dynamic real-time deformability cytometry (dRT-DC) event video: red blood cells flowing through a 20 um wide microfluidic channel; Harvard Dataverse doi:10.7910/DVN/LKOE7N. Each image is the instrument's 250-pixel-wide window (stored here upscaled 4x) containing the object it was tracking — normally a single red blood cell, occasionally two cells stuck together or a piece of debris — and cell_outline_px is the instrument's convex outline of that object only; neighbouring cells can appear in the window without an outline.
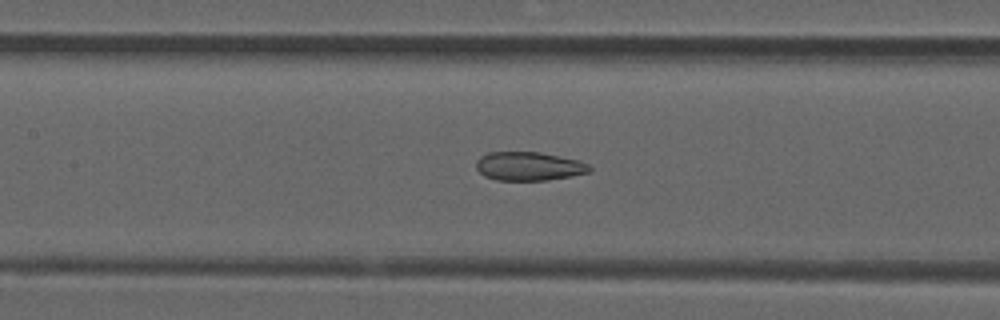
{"species": "common noctule bat (a hibernating species)", "species_latin": "Nyctalus noctula", "temperature_condition": "room temperature", "stored_images_in_passage": 48, "camera_frame_rate_fps": 3000, "um_per_image_px": 0.085, "animal": {"sex": "male", "forearm_length_mm": 52.5}, "frame": {"image": 1, "passage_image": 20, "time_ms": 6.333, "image_size_px": [1000, 320], "cell_outline_px": [[592, 168], [588, 172], [572, 176], [548, 180], [496, 180], [484, 176], [476, 168], [476, 160], [480, 156], [488, 152], [540, 152], [580, 160], [588, 164]], "centroid_in_image_um": [44.95, 14.12], "position_along_channel_um": 162.5, "area_um2": 19.07}}
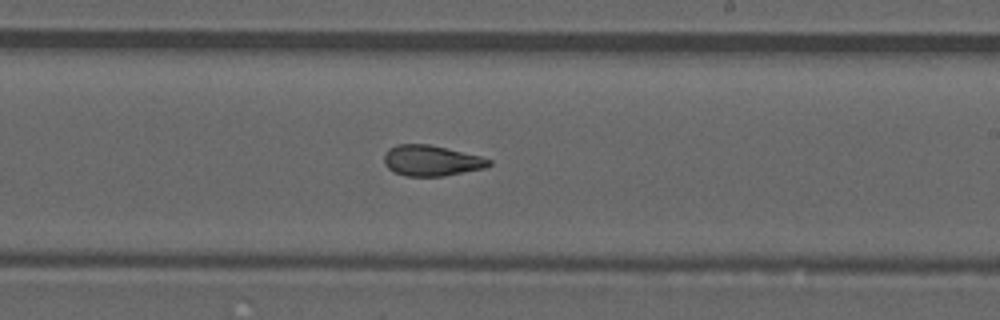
{"frame": {"image": 2, "passage_image": 27, "time_ms": 8.667, "image_size_px": [1000, 320], "cell_outline_px": [[492, 164], [484, 168], [444, 176], [404, 176], [388, 168], [384, 164], [384, 156], [388, 148], [396, 144], [428, 144], [480, 156], [492, 160]], "centroid_in_image_um": [36.65, 13.65], "position_along_channel_um": 252.4, "area_um2": 18.67}}
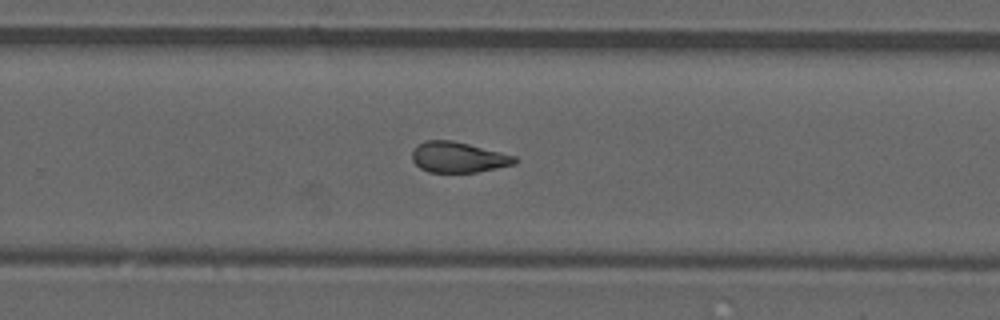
{"frame": {"image": 3, "passage_image": 30, "time_ms": 9.667, "image_size_px": [1000, 320], "cell_outline_px": [[516, 164], [476, 172], [428, 172], [420, 168], [412, 160], [412, 152], [424, 140], [452, 140], [516, 156]], "centroid_in_image_um": [38.94, 13.37], "position_along_channel_um": 290.9, "area_um2": 18.09}, "authors_computed_cell_mechanics": {"area_um2": 19.1029, "velocity_mm_per_s": 3.8667, "shape_relaxation_time_tau1_ms": null, "shape_relaxation_time_tau2_ms": 1.904, "deformation_change_tau1": null, "deformation_change_tau2": 0.0816}}